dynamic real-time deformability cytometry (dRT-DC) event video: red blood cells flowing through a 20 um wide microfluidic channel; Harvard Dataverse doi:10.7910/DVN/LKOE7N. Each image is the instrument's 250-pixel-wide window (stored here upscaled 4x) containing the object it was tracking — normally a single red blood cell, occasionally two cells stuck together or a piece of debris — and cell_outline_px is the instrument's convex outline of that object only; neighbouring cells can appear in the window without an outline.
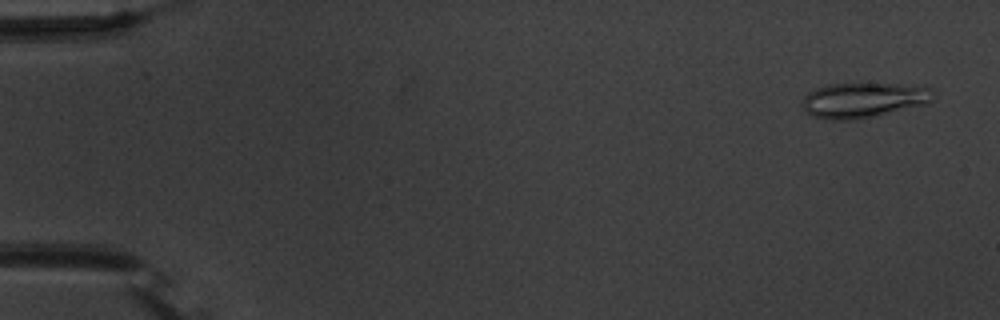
{"species": "common noctule bat (a hibernating species)", "species_latin": "Nyctalus noctula", "temperature_condition": "warm", "stored_images_in_passage": 54, "camera_frame_rate_fps": 3000, "um_per_image_px": 0.085, "animal": {"sex": "male", "body_mass_g": 20.1, "forearm_length_mm": 53.5}, "frame": {"image": 1, "passage_image": 3, "time_ms": 0.667, "image_size_px": [1000, 320], "cell_outline_px": [[932, 100], [928, 104], [872, 116], [848, 120], [832, 120], [812, 116], [804, 112], [804, 96], [808, 92], [816, 88], [828, 84], [892, 84], [928, 88]], "centroid_in_image_um": [73.31, 8.52], "position_along_channel_um": 11.7, "area_um2": 26.13}}
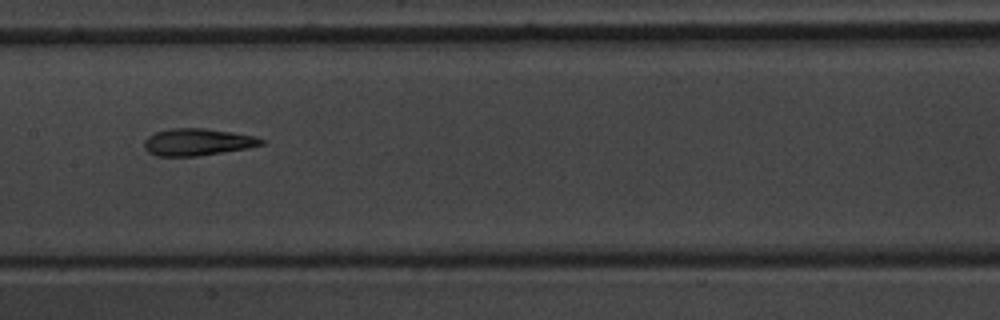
{"frame": {"image": 2, "passage_image": 28, "time_ms": 9.0, "image_size_px": [1000, 320], "cell_outline_px": [[264, 144], [248, 148], [196, 156], [156, 156], [148, 152], [144, 148], [144, 140], [148, 136], [156, 132], [172, 128], [204, 128], [232, 132], [256, 136], [264, 140]], "centroid_in_image_um": [16.77, 12.07], "position_along_channel_um": 190.6, "area_um2": 18.44}}
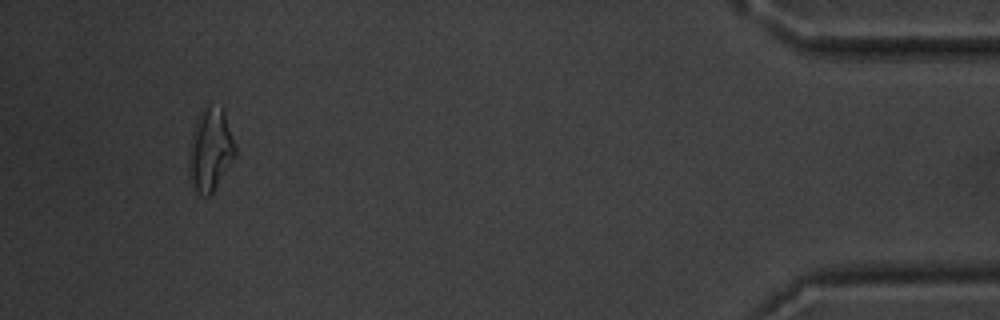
{"frame": {"image": 3, "passage_image": 51, "time_ms": 16.667, "image_size_px": [1000, 320], "cell_outline_px": [[236, 156], [212, 192], [208, 196], [204, 196], [196, 192], [192, 184], [188, 172], [188, 148], [196, 116], [208, 104], [224, 108], [236, 148]], "centroid_in_image_um": [17.86, 12.7], "position_along_channel_um": 417.3, "area_um2": 22.72}, "authors_computed_cell_mechanics": {"area_um2": 19.363, "velocity_mm_per_s": 3.794, "shape_relaxation_time_tau1_ms": null, "shape_relaxation_time_tau2_ms": 3.0264, "deformation_change_tau1": null, "deformation_change_tau2": 0.1407}}